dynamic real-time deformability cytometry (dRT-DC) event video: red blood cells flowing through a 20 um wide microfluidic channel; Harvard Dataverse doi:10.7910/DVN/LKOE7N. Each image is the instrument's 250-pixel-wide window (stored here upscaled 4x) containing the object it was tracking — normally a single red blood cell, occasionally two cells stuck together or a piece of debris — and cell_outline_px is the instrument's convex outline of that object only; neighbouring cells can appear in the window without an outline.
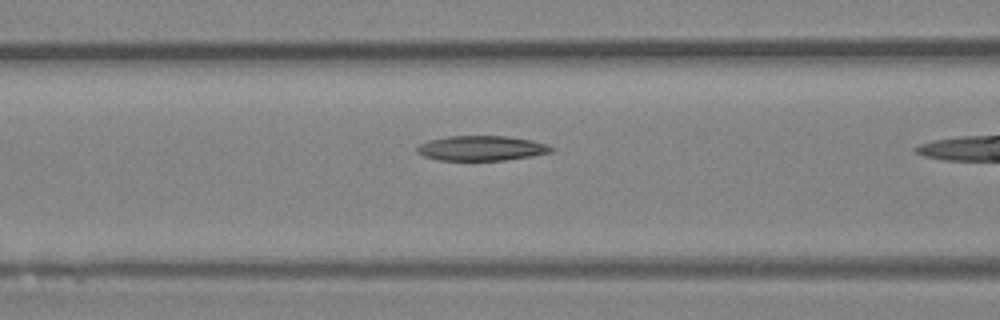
{"species": "Egyptian fruit bat (a non-hibernating species)", "species_latin": "Rousettus aegyptiacus", "temperature_condition": "room temperature", "stored_images_in_passage": 29, "camera_frame_rate_fps": 3000, "um_per_image_px": 0.085, "animal": {"sex": "female"}, "frame": {"image": 1, "passage_image": 10, "time_ms": 3.0, "image_size_px": [1000, 320], "cell_outline_px": [[556, 148], [552, 152], [532, 156], [504, 160], [440, 160], [424, 156], [416, 152], [416, 148], [420, 144], [428, 140], [448, 136], [508, 136], [532, 140]], "centroid_in_image_um": [40.93, 12.59], "position_along_channel_um": 125.7, "area_um2": 19.48}}
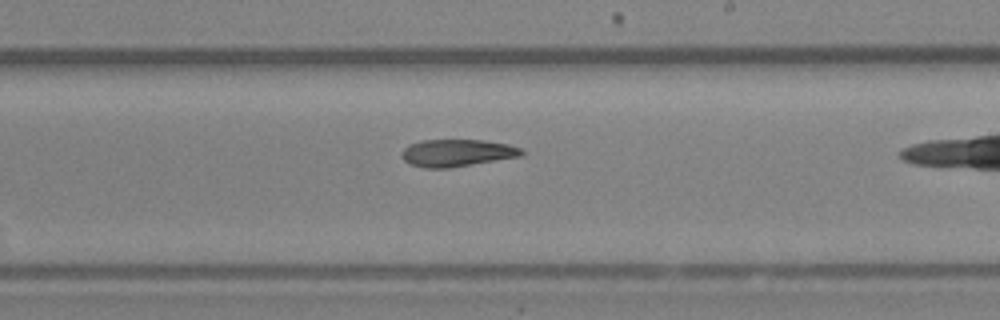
{"frame": {"image": 2, "passage_image": 19, "time_ms": 6.0, "image_size_px": [1000, 320], "cell_outline_px": [[524, 152], [520, 156], [448, 168], [424, 168], [408, 164], [400, 156], [404, 148], [408, 144], [420, 140], [484, 140], [508, 144], [520, 148]], "centroid_in_image_um": [38.78, 12.99], "position_along_channel_um": 250.2, "area_um2": 19.02}}
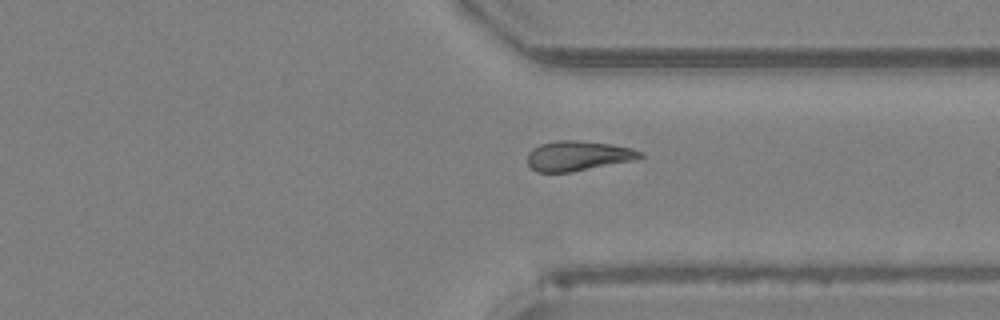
{"frame": {"image": 3, "passage_image": 27, "time_ms": 8.667, "image_size_px": [1000, 320], "cell_outline_px": [[644, 156], [636, 160], [572, 172], [536, 172], [528, 164], [528, 152], [532, 148], [540, 144], [556, 140], [576, 140], [608, 144], [632, 148], [644, 152]], "centroid_in_image_um": [49.14, 13.25], "position_along_channel_um": 362.3, "area_um2": 19.77}}